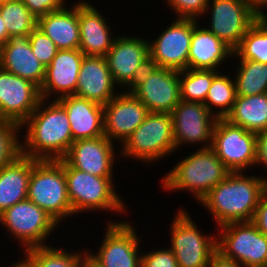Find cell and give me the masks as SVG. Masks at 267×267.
<instances>
[{
	"instance_id": "obj_1",
	"label": "cell",
	"mask_w": 267,
	"mask_h": 267,
	"mask_svg": "<svg viewBox=\"0 0 267 267\" xmlns=\"http://www.w3.org/2000/svg\"><path fill=\"white\" fill-rule=\"evenodd\" d=\"M20 128L26 132L21 137L22 155L33 159H62L74 142L66 110L54 99H42Z\"/></svg>"
},
{
	"instance_id": "obj_2",
	"label": "cell",
	"mask_w": 267,
	"mask_h": 267,
	"mask_svg": "<svg viewBox=\"0 0 267 267\" xmlns=\"http://www.w3.org/2000/svg\"><path fill=\"white\" fill-rule=\"evenodd\" d=\"M246 172H230L199 202L210 212L217 227L233 222L252 221L261 192L267 181L264 176Z\"/></svg>"
},
{
	"instance_id": "obj_3",
	"label": "cell",
	"mask_w": 267,
	"mask_h": 267,
	"mask_svg": "<svg viewBox=\"0 0 267 267\" xmlns=\"http://www.w3.org/2000/svg\"><path fill=\"white\" fill-rule=\"evenodd\" d=\"M175 164L161 178V188L166 192H190L198 203L230 173L210 147L198 148Z\"/></svg>"
},
{
	"instance_id": "obj_4",
	"label": "cell",
	"mask_w": 267,
	"mask_h": 267,
	"mask_svg": "<svg viewBox=\"0 0 267 267\" xmlns=\"http://www.w3.org/2000/svg\"><path fill=\"white\" fill-rule=\"evenodd\" d=\"M63 168L74 215L83 212L110 211L111 214L118 213L119 216L128 211L125 201L116 192L113 179L115 177L94 176L70 167L64 161Z\"/></svg>"
},
{
	"instance_id": "obj_5",
	"label": "cell",
	"mask_w": 267,
	"mask_h": 267,
	"mask_svg": "<svg viewBox=\"0 0 267 267\" xmlns=\"http://www.w3.org/2000/svg\"><path fill=\"white\" fill-rule=\"evenodd\" d=\"M120 148L117 152L124 161L129 158L145 164L176 153L171 113L149 112Z\"/></svg>"
},
{
	"instance_id": "obj_6",
	"label": "cell",
	"mask_w": 267,
	"mask_h": 267,
	"mask_svg": "<svg viewBox=\"0 0 267 267\" xmlns=\"http://www.w3.org/2000/svg\"><path fill=\"white\" fill-rule=\"evenodd\" d=\"M27 198L45 210L59 224L72 215L74 218L62 159L38 160L33 165Z\"/></svg>"
},
{
	"instance_id": "obj_7",
	"label": "cell",
	"mask_w": 267,
	"mask_h": 267,
	"mask_svg": "<svg viewBox=\"0 0 267 267\" xmlns=\"http://www.w3.org/2000/svg\"><path fill=\"white\" fill-rule=\"evenodd\" d=\"M185 209L180 207L175 217L171 218L169 248L178 267H208L217 251V233L206 235L201 232Z\"/></svg>"
},
{
	"instance_id": "obj_8",
	"label": "cell",
	"mask_w": 267,
	"mask_h": 267,
	"mask_svg": "<svg viewBox=\"0 0 267 267\" xmlns=\"http://www.w3.org/2000/svg\"><path fill=\"white\" fill-rule=\"evenodd\" d=\"M0 225L10 237L21 243L19 246L23 252L34 247L50 246L46 239L59 227L51 215L28 198L0 214Z\"/></svg>"
},
{
	"instance_id": "obj_9",
	"label": "cell",
	"mask_w": 267,
	"mask_h": 267,
	"mask_svg": "<svg viewBox=\"0 0 267 267\" xmlns=\"http://www.w3.org/2000/svg\"><path fill=\"white\" fill-rule=\"evenodd\" d=\"M127 221L110 219L98 251L86 248L87 259L96 267H141L142 238L135 231V225Z\"/></svg>"
},
{
	"instance_id": "obj_10",
	"label": "cell",
	"mask_w": 267,
	"mask_h": 267,
	"mask_svg": "<svg viewBox=\"0 0 267 267\" xmlns=\"http://www.w3.org/2000/svg\"><path fill=\"white\" fill-rule=\"evenodd\" d=\"M217 229V251L225 258L243 267H267V236L252 221L228 223Z\"/></svg>"
},
{
	"instance_id": "obj_11",
	"label": "cell",
	"mask_w": 267,
	"mask_h": 267,
	"mask_svg": "<svg viewBox=\"0 0 267 267\" xmlns=\"http://www.w3.org/2000/svg\"><path fill=\"white\" fill-rule=\"evenodd\" d=\"M210 148L230 172H245L255 167L256 133L217 119Z\"/></svg>"
},
{
	"instance_id": "obj_12",
	"label": "cell",
	"mask_w": 267,
	"mask_h": 267,
	"mask_svg": "<svg viewBox=\"0 0 267 267\" xmlns=\"http://www.w3.org/2000/svg\"><path fill=\"white\" fill-rule=\"evenodd\" d=\"M208 12L211 18L207 29L233 50L261 16L244 0H208L203 17L206 18Z\"/></svg>"
},
{
	"instance_id": "obj_13",
	"label": "cell",
	"mask_w": 267,
	"mask_h": 267,
	"mask_svg": "<svg viewBox=\"0 0 267 267\" xmlns=\"http://www.w3.org/2000/svg\"><path fill=\"white\" fill-rule=\"evenodd\" d=\"M171 116L176 150L180 151L181 146H188L189 143L192 146L201 144L199 148L211 146L217 118L204 103L180 100Z\"/></svg>"
},
{
	"instance_id": "obj_14",
	"label": "cell",
	"mask_w": 267,
	"mask_h": 267,
	"mask_svg": "<svg viewBox=\"0 0 267 267\" xmlns=\"http://www.w3.org/2000/svg\"><path fill=\"white\" fill-rule=\"evenodd\" d=\"M154 41H149L150 56L159 67L183 71L188 69V55L196 19L175 18Z\"/></svg>"
},
{
	"instance_id": "obj_15",
	"label": "cell",
	"mask_w": 267,
	"mask_h": 267,
	"mask_svg": "<svg viewBox=\"0 0 267 267\" xmlns=\"http://www.w3.org/2000/svg\"><path fill=\"white\" fill-rule=\"evenodd\" d=\"M41 100L37 85L0 68V120L21 126Z\"/></svg>"
},
{
	"instance_id": "obj_16",
	"label": "cell",
	"mask_w": 267,
	"mask_h": 267,
	"mask_svg": "<svg viewBox=\"0 0 267 267\" xmlns=\"http://www.w3.org/2000/svg\"><path fill=\"white\" fill-rule=\"evenodd\" d=\"M114 144L105 135L76 140L62 160L68 166L94 176L114 177V162L120 158L117 156L120 154L116 153L117 147Z\"/></svg>"
},
{
	"instance_id": "obj_17",
	"label": "cell",
	"mask_w": 267,
	"mask_h": 267,
	"mask_svg": "<svg viewBox=\"0 0 267 267\" xmlns=\"http://www.w3.org/2000/svg\"><path fill=\"white\" fill-rule=\"evenodd\" d=\"M104 109V135L121 145L142 124L149 113L147 107L133 94L120 91ZM115 141V142H114Z\"/></svg>"
},
{
	"instance_id": "obj_18",
	"label": "cell",
	"mask_w": 267,
	"mask_h": 267,
	"mask_svg": "<svg viewBox=\"0 0 267 267\" xmlns=\"http://www.w3.org/2000/svg\"><path fill=\"white\" fill-rule=\"evenodd\" d=\"M84 56L79 49L58 50L45 70V78L40 88L42 99L57 100L75 94Z\"/></svg>"
},
{
	"instance_id": "obj_19",
	"label": "cell",
	"mask_w": 267,
	"mask_h": 267,
	"mask_svg": "<svg viewBox=\"0 0 267 267\" xmlns=\"http://www.w3.org/2000/svg\"><path fill=\"white\" fill-rule=\"evenodd\" d=\"M134 36L116 35L105 55L112 78L121 89L131 81L139 64L150 55L149 40Z\"/></svg>"
},
{
	"instance_id": "obj_20",
	"label": "cell",
	"mask_w": 267,
	"mask_h": 267,
	"mask_svg": "<svg viewBox=\"0 0 267 267\" xmlns=\"http://www.w3.org/2000/svg\"><path fill=\"white\" fill-rule=\"evenodd\" d=\"M132 94L149 112L171 113L181 100L179 71L159 67Z\"/></svg>"
},
{
	"instance_id": "obj_21",
	"label": "cell",
	"mask_w": 267,
	"mask_h": 267,
	"mask_svg": "<svg viewBox=\"0 0 267 267\" xmlns=\"http://www.w3.org/2000/svg\"><path fill=\"white\" fill-rule=\"evenodd\" d=\"M117 87L105 57L84 56L74 95L106 105L121 91Z\"/></svg>"
},
{
	"instance_id": "obj_22",
	"label": "cell",
	"mask_w": 267,
	"mask_h": 267,
	"mask_svg": "<svg viewBox=\"0 0 267 267\" xmlns=\"http://www.w3.org/2000/svg\"><path fill=\"white\" fill-rule=\"evenodd\" d=\"M93 5L87 0H79V50L85 56L105 57L116 36H112L114 32V29H111L112 24L107 23L105 15Z\"/></svg>"
},
{
	"instance_id": "obj_23",
	"label": "cell",
	"mask_w": 267,
	"mask_h": 267,
	"mask_svg": "<svg viewBox=\"0 0 267 267\" xmlns=\"http://www.w3.org/2000/svg\"><path fill=\"white\" fill-rule=\"evenodd\" d=\"M0 68L41 88L46 67L32 52L28 35L10 37L0 47Z\"/></svg>"
},
{
	"instance_id": "obj_24",
	"label": "cell",
	"mask_w": 267,
	"mask_h": 267,
	"mask_svg": "<svg viewBox=\"0 0 267 267\" xmlns=\"http://www.w3.org/2000/svg\"><path fill=\"white\" fill-rule=\"evenodd\" d=\"M57 101L66 110L73 141L104 136L103 105L74 94Z\"/></svg>"
},
{
	"instance_id": "obj_25",
	"label": "cell",
	"mask_w": 267,
	"mask_h": 267,
	"mask_svg": "<svg viewBox=\"0 0 267 267\" xmlns=\"http://www.w3.org/2000/svg\"><path fill=\"white\" fill-rule=\"evenodd\" d=\"M234 50L199 22L194 26L188 55V69L220 71L233 58ZM225 61V62H224Z\"/></svg>"
},
{
	"instance_id": "obj_26",
	"label": "cell",
	"mask_w": 267,
	"mask_h": 267,
	"mask_svg": "<svg viewBox=\"0 0 267 267\" xmlns=\"http://www.w3.org/2000/svg\"><path fill=\"white\" fill-rule=\"evenodd\" d=\"M66 6L39 17L37 27L56 44L59 50L79 49V1Z\"/></svg>"
},
{
	"instance_id": "obj_27",
	"label": "cell",
	"mask_w": 267,
	"mask_h": 267,
	"mask_svg": "<svg viewBox=\"0 0 267 267\" xmlns=\"http://www.w3.org/2000/svg\"><path fill=\"white\" fill-rule=\"evenodd\" d=\"M37 161L21 154L11 164L0 169V214L27 199L32 167Z\"/></svg>"
},
{
	"instance_id": "obj_28",
	"label": "cell",
	"mask_w": 267,
	"mask_h": 267,
	"mask_svg": "<svg viewBox=\"0 0 267 267\" xmlns=\"http://www.w3.org/2000/svg\"><path fill=\"white\" fill-rule=\"evenodd\" d=\"M247 131L259 133L267 129V93L236 96L231 112L225 118Z\"/></svg>"
},
{
	"instance_id": "obj_29",
	"label": "cell",
	"mask_w": 267,
	"mask_h": 267,
	"mask_svg": "<svg viewBox=\"0 0 267 267\" xmlns=\"http://www.w3.org/2000/svg\"><path fill=\"white\" fill-rule=\"evenodd\" d=\"M69 252L61 247H34L24 251L23 257L17 260L21 267H81L87 258L86 250ZM80 252V253H79ZM72 253V254H71Z\"/></svg>"
},
{
	"instance_id": "obj_30",
	"label": "cell",
	"mask_w": 267,
	"mask_h": 267,
	"mask_svg": "<svg viewBox=\"0 0 267 267\" xmlns=\"http://www.w3.org/2000/svg\"><path fill=\"white\" fill-rule=\"evenodd\" d=\"M232 59L235 61L237 59L251 60L267 64V12L265 10L234 49Z\"/></svg>"
},
{
	"instance_id": "obj_31",
	"label": "cell",
	"mask_w": 267,
	"mask_h": 267,
	"mask_svg": "<svg viewBox=\"0 0 267 267\" xmlns=\"http://www.w3.org/2000/svg\"><path fill=\"white\" fill-rule=\"evenodd\" d=\"M237 61V70L233 74L236 94L252 96L267 93V64L251 60Z\"/></svg>"
},
{
	"instance_id": "obj_32",
	"label": "cell",
	"mask_w": 267,
	"mask_h": 267,
	"mask_svg": "<svg viewBox=\"0 0 267 267\" xmlns=\"http://www.w3.org/2000/svg\"><path fill=\"white\" fill-rule=\"evenodd\" d=\"M236 96L234 77L219 72L213 78L204 105L217 119L226 118L233 108Z\"/></svg>"
},
{
	"instance_id": "obj_33",
	"label": "cell",
	"mask_w": 267,
	"mask_h": 267,
	"mask_svg": "<svg viewBox=\"0 0 267 267\" xmlns=\"http://www.w3.org/2000/svg\"><path fill=\"white\" fill-rule=\"evenodd\" d=\"M0 13L7 27L8 39L12 36L29 35L37 27L38 19L22 0L1 3Z\"/></svg>"
},
{
	"instance_id": "obj_34",
	"label": "cell",
	"mask_w": 267,
	"mask_h": 267,
	"mask_svg": "<svg viewBox=\"0 0 267 267\" xmlns=\"http://www.w3.org/2000/svg\"><path fill=\"white\" fill-rule=\"evenodd\" d=\"M219 72L204 69L179 71L181 100L204 103L213 78Z\"/></svg>"
},
{
	"instance_id": "obj_35",
	"label": "cell",
	"mask_w": 267,
	"mask_h": 267,
	"mask_svg": "<svg viewBox=\"0 0 267 267\" xmlns=\"http://www.w3.org/2000/svg\"><path fill=\"white\" fill-rule=\"evenodd\" d=\"M20 133L19 124L0 120V169L11 164L22 154Z\"/></svg>"
},
{
	"instance_id": "obj_36",
	"label": "cell",
	"mask_w": 267,
	"mask_h": 267,
	"mask_svg": "<svg viewBox=\"0 0 267 267\" xmlns=\"http://www.w3.org/2000/svg\"><path fill=\"white\" fill-rule=\"evenodd\" d=\"M28 36L35 57L45 67L49 66L59 50L56 44L38 27H36Z\"/></svg>"
},
{
	"instance_id": "obj_37",
	"label": "cell",
	"mask_w": 267,
	"mask_h": 267,
	"mask_svg": "<svg viewBox=\"0 0 267 267\" xmlns=\"http://www.w3.org/2000/svg\"><path fill=\"white\" fill-rule=\"evenodd\" d=\"M166 7H170L177 18L199 20L206 10L208 0H165Z\"/></svg>"
},
{
	"instance_id": "obj_38",
	"label": "cell",
	"mask_w": 267,
	"mask_h": 267,
	"mask_svg": "<svg viewBox=\"0 0 267 267\" xmlns=\"http://www.w3.org/2000/svg\"><path fill=\"white\" fill-rule=\"evenodd\" d=\"M158 248L141 254V267H178L177 260L169 247Z\"/></svg>"
},
{
	"instance_id": "obj_39",
	"label": "cell",
	"mask_w": 267,
	"mask_h": 267,
	"mask_svg": "<svg viewBox=\"0 0 267 267\" xmlns=\"http://www.w3.org/2000/svg\"><path fill=\"white\" fill-rule=\"evenodd\" d=\"M159 68L158 63L149 55L144 59L135 71L131 81L121 90L124 93L132 94L141 86L150 75ZM126 90V91H125Z\"/></svg>"
},
{
	"instance_id": "obj_40",
	"label": "cell",
	"mask_w": 267,
	"mask_h": 267,
	"mask_svg": "<svg viewBox=\"0 0 267 267\" xmlns=\"http://www.w3.org/2000/svg\"><path fill=\"white\" fill-rule=\"evenodd\" d=\"M29 11L38 19L52 11L60 10L67 0H22Z\"/></svg>"
},
{
	"instance_id": "obj_41",
	"label": "cell",
	"mask_w": 267,
	"mask_h": 267,
	"mask_svg": "<svg viewBox=\"0 0 267 267\" xmlns=\"http://www.w3.org/2000/svg\"><path fill=\"white\" fill-rule=\"evenodd\" d=\"M252 222L267 236V183L261 192Z\"/></svg>"
},
{
	"instance_id": "obj_42",
	"label": "cell",
	"mask_w": 267,
	"mask_h": 267,
	"mask_svg": "<svg viewBox=\"0 0 267 267\" xmlns=\"http://www.w3.org/2000/svg\"><path fill=\"white\" fill-rule=\"evenodd\" d=\"M255 166L267 171V129L256 133V161ZM267 173V172H266ZM267 181V177H264Z\"/></svg>"
},
{
	"instance_id": "obj_43",
	"label": "cell",
	"mask_w": 267,
	"mask_h": 267,
	"mask_svg": "<svg viewBox=\"0 0 267 267\" xmlns=\"http://www.w3.org/2000/svg\"><path fill=\"white\" fill-rule=\"evenodd\" d=\"M208 267H243L232 259L225 258L220 252L216 251L210 260Z\"/></svg>"
},
{
	"instance_id": "obj_44",
	"label": "cell",
	"mask_w": 267,
	"mask_h": 267,
	"mask_svg": "<svg viewBox=\"0 0 267 267\" xmlns=\"http://www.w3.org/2000/svg\"><path fill=\"white\" fill-rule=\"evenodd\" d=\"M250 6H252L260 15L265 9L267 11V0H244Z\"/></svg>"
},
{
	"instance_id": "obj_45",
	"label": "cell",
	"mask_w": 267,
	"mask_h": 267,
	"mask_svg": "<svg viewBox=\"0 0 267 267\" xmlns=\"http://www.w3.org/2000/svg\"><path fill=\"white\" fill-rule=\"evenodd\" d=\"M8 40V32L5 22L0 13V47Z\"/></svg>"
},
{
	"instance_id": "obj_46",
	"label": "cell",
	"mask_w": 267,
	"mask_h": 267,
	"mask_svg": "<svg viewBox=\"0 0 267 267\" xmlns=\"http://www.w3.org/2000/svg\"><path fill=\"white\" fill-rule=\"evenodd\" d=\"M81 267H96L94 264H92L87 258L83 262Z\"/></svg>"
},
{
	"instance_id": "obj_47",
	"label": "cell",
	"mask_w": 267,
	"mask_h": 267,
	"mask_svg": "<svg viewBox=\"0 0 267 267\" xmlns=\"http://www.w3.org/2000/svg\"><path fill=\"white\" fill-rule=\"evenodd\" d=\"M9 267H21L17 262H14V264L13 265H9Z\"/></svg>"
},
{
	"instance_id": "obj_48",
	"label": "cell",
	"mask_w": 267,
	"mask_h": 267,
	"mask_svg": "<svg viewBox=\"0 0 267 267\" xmlns=\"http://www.w3.org/2000/svg\"><path fill=\"white\" fill-rule=\"evenodd\" d=\"M6 1H8V0H0V4H1V3H4V2H6Z\"/></svg>"
}]
</instances>
